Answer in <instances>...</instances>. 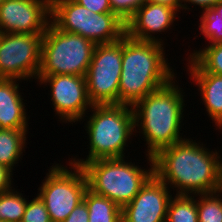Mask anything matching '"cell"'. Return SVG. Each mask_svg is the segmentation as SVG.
Here are the masks:
<instances>
[{"mask_svg":"<svg viewBox=\"0 0 222 222\" xmlns=\"http://www.w3.org/2000/svg\"><path fill=\"white\" fill-rule=\"evenodd\" d=\"M184 139L161 149L154 157V174L176 195L208 194L222 190L220 153L203 143Z\"/></svg>","mask_w":222,"mask_h":222,"instance_id":"6da1fadb","label":"cell"},{"mask_svg":"<svg viewBox=\"0 0 222 222\" xmlns=\"http://www.w3.org/2000/svg\"><path fill=\"white\" fill-rule=\"evenodd\" d=\"M164 48L158 42L136 40L127 34L122 37L118 104L133 106L177 77L167 62Z\"/></svg>","mask_w":222,"mask_h":222,"instance_id":"7a4b0ae2","label":"cell"},{"mask_svg":"<svg viewBox=\"0 0 222 222\" xmlns=\"http://www.w3.org/2000/svg\"><path fill=\"white\" fill-rule=\"evenodd\" d=\"M174 77L167 85L149 93L132 106L135 129L142 130L146 156L154 157L161 149L180 142L184 119V93Z\"/></svg>","mask_w":222,"mask_h":222,"instance_id":"3957f363","label":"cell"},{"mask_svg":"<svg viewBox=\"0 0 222 222\" xmlns=\"http://www.w3.org/2000/svg\"><path fill=\"white\" fill-rule=\"evenodd\" d=\"M92 115L85 123L89 137V150L86 159H69V163L83 167L97 159L125 158V147L135 130L132 106L123 104H94Z\"/></svg>","mask_w":222,"mask_h":222,"instance_id":"277c9868","label":"cell"},{"mask_svg":"<svg viewBox=\"0 0 222 222\" xmlns=\"http://www.w3.org/2000/svg\"><path fill=\"white\" fill-rule=\"evenodd\" d=\"M147 170L125 161L124 158L97 159L87 162L84 169L88 188L95 194L105 196L123 208L138 194L141 187L154 174L153 157H147Z\"/></svg>","mask_w":222,"mask_h":222,"instance_id":"5b68a950","label":"cell"},{"mask_svg":"<svg viewBox=\"0 0 222 222\" xmlns=\"http://www.w3.org/2000/svg\"><path fill=\"white\" fill-rule=\"evenodd\" d=\"M95 47L87 38L59 30L50 21L43 35L38 76H86Z\"/></svg>","mask_w":222,"mask_h":222,"instance_id":"8992f818","label":"cell"},{"mask_svg":"<svg viewBox=\"0 0 222 222\" xmlns=\"http://www.w3.org/2000/svg\"><path fill=\"white\" fill-rule=\"evenodd\" d=\"M50 21L96 45L116 42L126 34V23L115 13H93L73 0H51Z\"/></svg>","mask_w":222,"mask_h":222,"instance_id":"52a82bcc","label":"cell"},{"mask_svg":"<svg viewBox=\"0 0 222 222\" xmlns=\"http://www.w3.org/2000/svg\"><path fill=\"white\" fill-rule=\"evenodd\" d=\"M56 163L46 174L37 195L44 202L52 222H63L83 201L88 179L82 167ZM73 170V171H72Z\"/></svg>","mask_w":222,"mask_h":222,"instance_id":"ba28073f","label":"cell"},{"mask_svg":"<svg viewBox=\"0 0 222 222\" xmlns=\"http://www.w3.org/2000/svg\"><path fill=\"white\" fill-rule=\"evenodd\" d=\"M122 38L96 45L86 73L88 97L94 104H118L122 72Z\"/></svg>","mask_w":222,"mask_h":222,"instance_id":"9c48e42d","label":"cell"},{"mask_svg":"<svg viewBox=\"0 0 222 222\" xmlns=\"http://www.w3.org/2000/svg\"><path fill=\"white\" fill-rule=\"evenodd\" d=\"M44 34H0V78L35 80L41 64Z\"/></svg>","mask_w":222,"mask_h":222,"instance_id":"30bf717a","label":"cell"},{"mask_svg":"<svg viewBox=\"0 0 222 222\" xmlns=\"http://www.w3.org/2000/svg\"><path fill=\"white\" fill-rule=\"evenodd\" d=\"M37 79L39 84L50 86V100L59 121L73 124L85 120L84 116L93 106L88 97L85 76L52 75L38 76Z\"/></svg>","mask_w":222,"mask_h":222,"instance_id":"8fae6325","label":"cell"},{"mask_svg":"<svg viewBox=\"0 0 222 222\" xmlns=\"http://www.w3.org/2000/svg\"><path fill=\"white\" fill-rule=\"evenodd\" d=\"M51 16V0H6L0 4V32L44 34Z\"/></svg>","mask_w":222,"mask_h":222,"instance_id":"7c38bea8","label":"cell"},{"mask_svg":"<svg viewBox=\"0 0 222 222\" xmlns=\"http://www.w3.org/2000/svg\"><path fill=\"white\" fill-rule=\"evenodd\" d=\"M170 188L153 174L133 200L122 208L123 222H166Z\"/></svg>","mask_w":222,"mask_h":222,"instance_id":"4fadbf2b","label":"cell"},{"mask_svg":"<svg viewBox=\"0 0 222 222\" xmlns=\"http://www.w3.org/2000/svg\"><path fill=\"white\" fill-rule=\"evenodd\" d=\"M177 12L174 8L147 1L126 22V34L136 40L164 44L161 38L153 34L172 29Z\"/></svg>","mask_w":222,"mask_h":222,"instance_id":"5bb4252c","label":"cell"},{"mask_svg":"<svg viewBox=\"0 0 222 222\" xmlns=\"http://www.w3.org/2000/svg\"><path fill=\"white\" fill-rule=\"evenodd\" d=\"M188 75L201 94L208 116L222 129V75L205 72L192 58H187Z\"/></svg>","mask_w":222,"mask_h":222,"instance_id":"9a60e30c","label":"cell"},{"mask_svg":"<svg viewBox=\"0 0 222 222\" xmlns=\"http://www.w3.org/2000/svg\"><path fill=\"white\" fill-rule=\"evenodd\" d=\"M17 81L20 80L0 78V129H28L29 118Z\"/></svg>","mask_w":222,"mask_h":222,"instance_id":"2e32d148","label":"cell"},{"mask_svg":"<svg viewBox=\"0 0 222 222\" xmlns=\"http://www.w3.org/2000/svg\"><path fill=\"white\" fill-rule=\"evenodd\" d=\"M28 130L0 129V164L14 170L25 151ZM22 155V156H21Z\"/></svg>","mask_w":222,"mask_h":222,"instance_id":"e0dca14e","label":"cell"},{"mask_svg":"<svg viewBox=\"0 0 222 222\" xmlns=\"http://www.w3.org/2000/svg\"><path fill=\"white\" fill-rule=\"evenodd\" d=\"M83 200L89 213L88 222H122V208L114 201L95 194L89 188L86 190Z\"/></svg>","mask_w":222,"mask_h":222,"instance_id":"ac0fdd59","label":"cell"},{"mask_svg":"<svg viewBox=\"0 0 222 222\" xmlns=\"http://www.w3.org/2000/svg\"><path fill=\"white\" fill-rule=\"evenodd\" d=\"M196 195H174L171 197L166 222H198Z\"/></svg>","mask_w":222,"mask_h":222,"instance_id":"d6986e66","label":"cell"},{"mask_svg":"<svg viewBox=\"0 0 222 222\" xmlns=\"http://www.w3.org/2000/svg\"><path fill=\"white\" fill-rule=\"evenodd\" d=\"M16 189L0 193V221L21 222L28 200Z\"/></svg>","mask_w":222,"mask_h":222,"instance_id":"ffe728a7","label":"cell"},{"mask_svg":"<svg viewBox=\"0 0 222 222\" xmlns=\"http://www.w3.org/2000/svg\"><path fill=\"white\" fill-rule=\"evenodd\" d=\"M199 21V31L208 44L222 43V2L203 10Z\"/></svg>","mask_w":222,"mask_h":222,"instance_id":"44dd1931","label":"cell"},{"mask_svg":"<svg viewBox=\"0 0 222 222\" xmlns=\"http://www.w3.org/2000/svg\"><path fill=\"white\" fill-rule=\"evenodd\" d=\"M192 58L205 72L222 75V43L210 44L203 49L194 50Z\"/></svg>","mask_w":222,"mask_h":222,"instance_id":"7402d4cb","label":"cell"},{"mask_svg":"<svg viewBox=\"0 0 222 222\" xmlns=\"http://www.w3.org/2000/svg\"><path fill=\"white\" fill-rule=\"evenodd\" d=\"M222 190L199 194L197 199L198 222H222Z\"/></svg>","mask_w":222,"mask_h":222,"instance_id":"603a6c76","label":"cell"},{"mask_svg":"<svg viewBox=\"0 0 222 222\" xmlns=\"http://www.w3.org/2000/svg\"><path fill=\"white\" fill-rule=\"evenodd\" d=\"M21 222H52L44 202L38 195L27 202Z\"/></svg>","mask_w":222,"mask_h":222,"instance_id":"cb8c5ba5","label":"cell"},{"mask_svg":"<svg viewBox=\"0 0 222 222\" xmlns=\"http://www.w3.org/2000/svg\"><path fill=\"white\" fill-rule=\"evenodd\" d=\"M147 0H109L112 12L127 22Z\"/></svg>","mask_w":222,"mask_h":222,"instance_id":"d4e9b609","label":"cell"},{"mask_svg":"<svg viewBox=\"0 0 222 222\" xmlns=\"http://www.w3.org/2000/svg\"><path fill=\"white\" fill-rule=\"evenodd\" d=\"M93 13L112 12L109 0H73Z\"/></svg>","mask_w":222,"mask_h":222,"instance_id":"484cf974","label":"cell"},{"mask_svg":"<svg viewBox=\"0 0 222 222\" xmlns=\"http://www.w3.org/2000/svg\"><path fill=\"white\" fill-rule=\"evenodd\" d=\"M89 213L85 201L79 203L63 222H88Z\"/></svg>","mask_w":222,"mask_h":222,"instance_id":"4316f807","label":"cell"},{"mask_svg":"<svg viewBox=\"0 0 222 222\" xmlns=\"http://www.w3.org/2000/svg\"><path fill=\"white\" fill-rule=\"evenodd\" d=\"M13 171L0 164V193L7 192L12 189V173Z\"/></svg>","mask_w":222,"mask_h":222,"instance_id":"83f0119b","label":"cell"},{"mask_svg":"<svg viewBox=\"0 0 222 222\" xmlns=\"http://www.w3.org/2000/svg\"><path fill=\"white\" fill-rule=\"evenodd\" d=\"M181 2L184 4L181 5V10L187 9V11L190 9L187 2L190 4V5H196V6H199L200 9L205 10V9H209V8H212L213 6L217 5L218 3H221L222 0H181Z\"/></svg>","mask_w":222,"mask_h":222,"instance_id":"f1b7e54d","label":"cell"},{"mask_svg":"<svg viewBox=\"0 0 222 222\" xmlns=\"http://www.w3.org/2000/svg\"><path fill=\"white\" fill-rule=\"evenodd\" d=\"M152 3L162 4L171 8L176 9L178 12L181 10V0H147ZM180 9V10H179Z\"/></svg>","mask_w":222,"mask_h":222,"instance_id":"f546056e","label":"cell"}]
</instances>
